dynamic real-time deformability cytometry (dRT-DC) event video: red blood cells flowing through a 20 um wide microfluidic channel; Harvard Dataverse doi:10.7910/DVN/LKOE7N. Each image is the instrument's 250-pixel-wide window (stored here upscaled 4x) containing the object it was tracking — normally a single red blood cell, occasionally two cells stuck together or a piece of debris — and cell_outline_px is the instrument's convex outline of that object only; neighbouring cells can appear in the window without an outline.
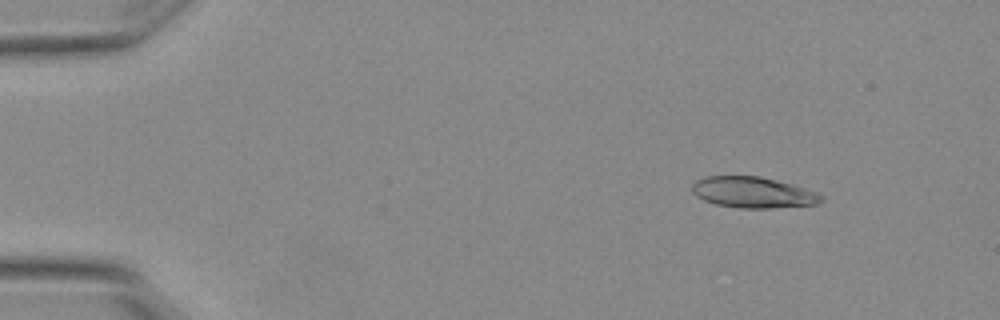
{"species": "Egyptian fruit bat (a non-hibernating species)", "species_latin": "Rousettus aegyptiacus", "temperature_condition": "warm", "stored_images_in_passage": 4, "camera_frame_rate_fps": 3000, "um_per_image_px": 0.085, "animal": {"sex": "female"}, "frame": {"image": 1, "passage_image": 2, "time_ms": 0.333, "image_size_px": [1000, 320], "cell_outline_px": [[824, 200], [816, 204], [772, 208], [740, 208], [716, 204], [704, 200], [696, 196], [692, 192], [692, 184], [696, 180], [704, 176], [760, 176], [792, 184], [816, 192], [824, 196]], "centroid_in_image_um": [64.0, 16.35], "position_along_channel_um": 21.0, "area_um2": 23.35}}
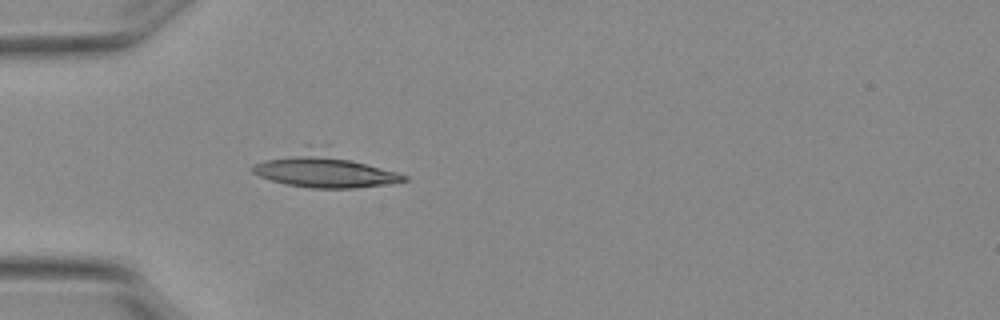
{"frame": {"image": 2, "passage_image": 4, "time_ms": 1.0, "image_size_px": [1000, 320], "cell_outline_px": [[408, 180], [392, 184], [356, 188], [312, 188], [284, 184], [260, 176], [252, 172], [248, 168], [252, 164], [308, 144], [396, 172], [408, 176]], "centroid_in_image_um": [27.49, 14.46], "position_along_channel_um": 57.5, "area_um2": 30.35}}